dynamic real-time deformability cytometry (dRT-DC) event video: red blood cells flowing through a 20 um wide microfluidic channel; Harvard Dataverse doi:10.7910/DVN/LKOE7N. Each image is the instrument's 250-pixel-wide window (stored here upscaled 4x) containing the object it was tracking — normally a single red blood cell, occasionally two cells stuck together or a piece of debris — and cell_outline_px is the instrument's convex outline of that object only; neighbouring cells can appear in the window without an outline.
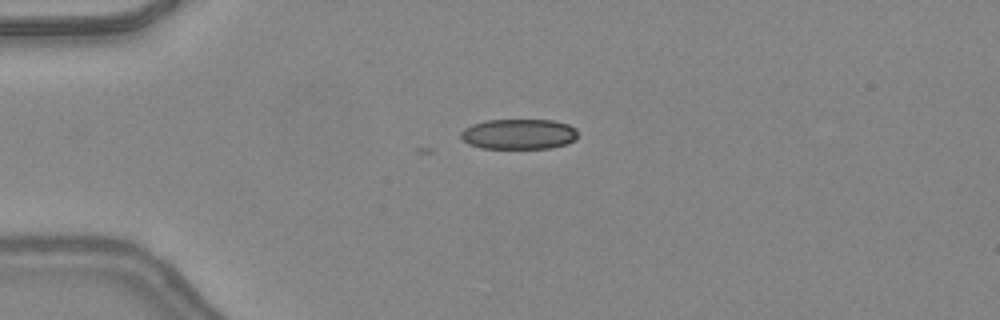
{"species": "common noctule bat (a hibernating species)", "species_latin": "Nyctalus noctula", "temperature_condition": "warm", "stored_images_in_passage": 2, "camera_frame_rate_fps": 3000, "um_per_image_px": 0.085, "animal": {"sex": "female", "body_mass_g": 24.6, "forearm_length_mm": 56.2}, "frame": {"image": 1, "passage_image": 2, "time_ms": 0.333, "image_size_px": [1000, 320], "cell_outline_px": [[576, 140], [568, 144], [552, 148], [480, 148], [468, 144], [460, 136], [460, 132], [464, 128], [472, 124], [484, 120], [552, 120], [568, 124], [576, 128]], "centroid_in_image_um": [44.09, 11.4], "position_along_channel_um": 40.9, "area_um2": 20.87}}